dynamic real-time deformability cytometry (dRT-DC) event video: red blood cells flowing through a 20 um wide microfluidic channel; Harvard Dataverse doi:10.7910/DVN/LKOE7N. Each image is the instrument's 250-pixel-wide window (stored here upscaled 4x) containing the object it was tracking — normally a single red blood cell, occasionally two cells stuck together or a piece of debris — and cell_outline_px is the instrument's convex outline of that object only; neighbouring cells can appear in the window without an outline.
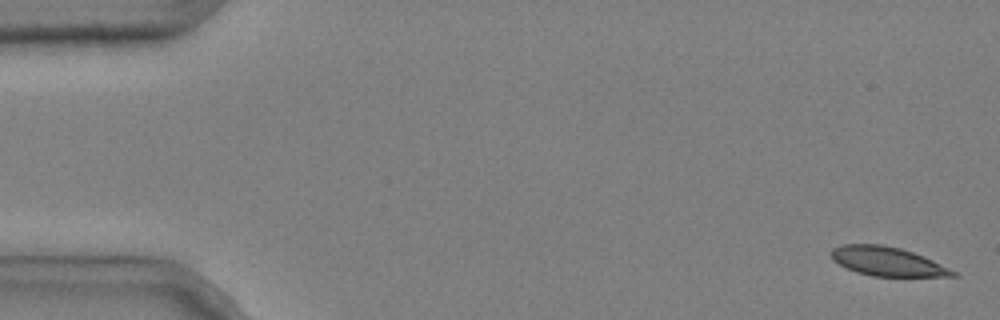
{"species": "common noctule bat (a hibernating species)", "species_latin": "Nyctalus noctula", "temperature_condition": "cold", "stored_images_in_passage": 4, "camera_frame_rate_fps": 3000, "um_per_image_px": 0.085, "animal": {"sex": "male", "body_mass_g": 20.4}, "frame": {"image": 1, "passage_image": 1, "time_ms": 0.0, "image_size_px": [1000, 320], "cell_outline_px": [[960, 276], [872, 276], [856, 272], [832, 260], [828, 252], [832, 248], [844, 244], [880, 244], [900, 248], [924, 256], [956, 272]], "centroid_in_image_um": [75.37, 22.21], "position_along_channel_um": 9.6, "area_um2": 20.46}}